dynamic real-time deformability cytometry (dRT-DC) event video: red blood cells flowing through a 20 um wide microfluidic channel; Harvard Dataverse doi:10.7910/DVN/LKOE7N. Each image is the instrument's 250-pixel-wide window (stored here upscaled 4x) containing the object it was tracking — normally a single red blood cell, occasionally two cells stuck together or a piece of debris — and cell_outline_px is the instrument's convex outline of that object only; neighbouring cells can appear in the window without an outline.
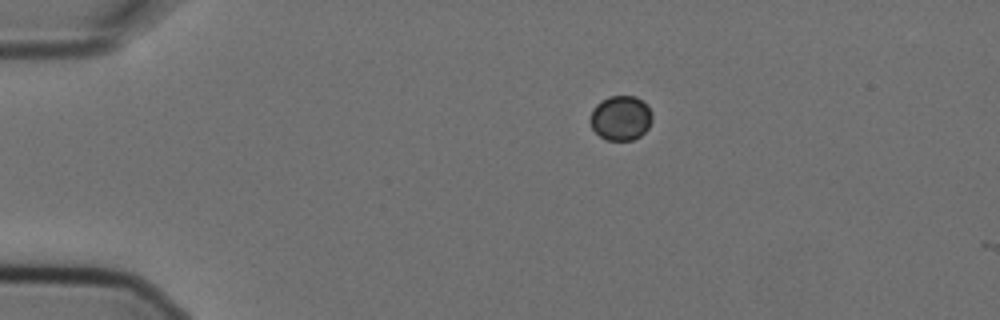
{"species": "Egyptian fruit bat (a non-hibernating species)", "species_latin": "Rousettus aegyptiacus", "temperature_condition": "cold", "stored_images_in_passage": 3, "camera_frame_rate_fps": 3000, "um_per_image_px": 0.085, "animal": {"sex": "female"}, "frame": {"image": 1, "passage_image": 1, "time_ms": 0.0, "image_size_px": [1000, 320], "cell_outline_px": [[652, 120], [648, 128], [640, 136], [632, 140], [608, 140], [600, 136], [592, 128], [592, 108], [600, 100], [608, 96], [636, 96], [648, 108], [652, 116]], "centroid_in_image_um": [52.76, 10.02], "position_along_channel_um": 32.2, "area_um2": 15.9}}